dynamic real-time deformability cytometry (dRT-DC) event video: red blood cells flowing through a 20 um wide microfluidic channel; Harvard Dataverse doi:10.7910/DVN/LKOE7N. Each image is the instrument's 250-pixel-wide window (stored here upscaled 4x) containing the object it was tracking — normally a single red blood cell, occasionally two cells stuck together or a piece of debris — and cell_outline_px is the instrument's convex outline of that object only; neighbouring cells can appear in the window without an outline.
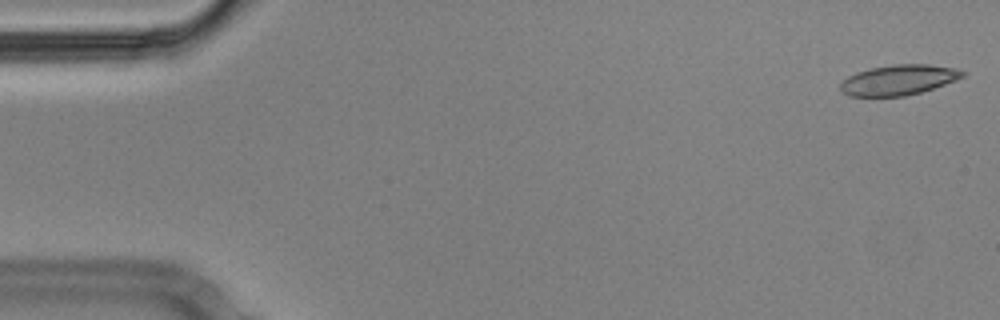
{"species": "Egyptian fruit bat (a non-hibernating species)", "species_latin": "Rousettus aegyptiacus", "temperature_condition": "cold", "stored_images_in_passage": 55, "camera_frame_rate_fps": 3000, "um_per_image_px": 0.085, "animal": {"sex": "male"}, "frame": {"image": 1, "passage_image": 1, "time_ms": 0.0, "image_size_px": [1000, 320], "cell_outline_px": [[968, 72], [964, 76], [956, 80], [920, 92], [904, 96], [848, 96], [840, 92], [840, 84], [848, 76], [856, 72], [872, 68], [896, 64], [928, 64], [956, 68]], "centroid_in_image_um": [76.38, 6.79], "position_along_channel_um": 8.6, "area_um2": 21.5}}
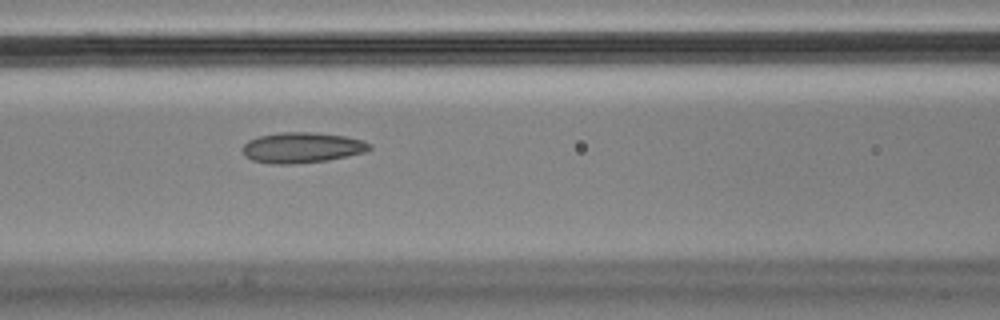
{"frame": {"image": 2, "passage_image": 23, "time_ms": 7.333, "image_size_px": [1000, 320], "cell_outline_px": [[372, 148], [364, 152], [328, 160], [292, 164], [272, 164], [252, 160], [244, 156], [240, 148], [248, 140], [260, 136], [280, 132], [312, 132], [344, 136], [364, 140], [372, 144]], "centroid_in_image_um": [25.64, 12.55], "position_along_channel_um": 141.0, "area_um2": 22.72}}
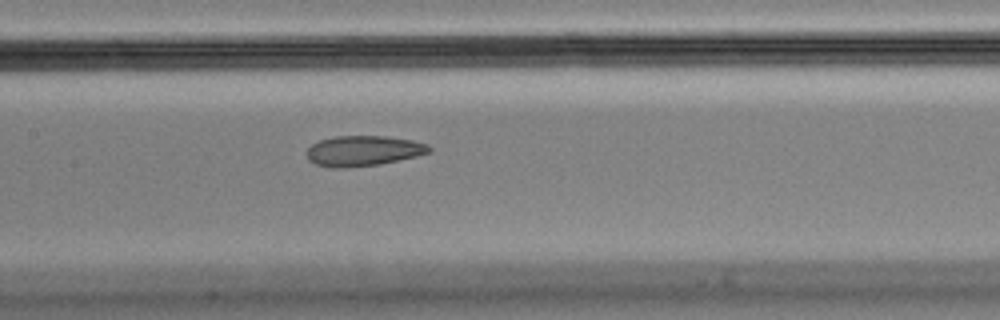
{"frame": {"image": 3, "passage_image": 26, "time_ms": 8.333, "image_size_px": [1000, 320], "cell_outline_px": [[432, 152], [416, 156], [380, 164], [344, 168], [332, 168], [316, 164], [308, 160], [308, 148], [312, 144], [320, 140], [332, 136], [384, 136], [412, 140], [428, 144], [432, 148]], "centroid_in_image_um": [30.89, 12.82], "position_along_channel_um": 176.5, "area_um2": 21.68}, "authors_computed_cell_mechanics": {"area_um2": 22.6576, "velocity_mm_per_s": 3.5488, "shape_relaxation_time_tau1_ms": null, "shape_relaxation_time_tau2_ms": 2.8283, "deformation_change_tau1": null, "deformation_change_tau2": 0.0822}}